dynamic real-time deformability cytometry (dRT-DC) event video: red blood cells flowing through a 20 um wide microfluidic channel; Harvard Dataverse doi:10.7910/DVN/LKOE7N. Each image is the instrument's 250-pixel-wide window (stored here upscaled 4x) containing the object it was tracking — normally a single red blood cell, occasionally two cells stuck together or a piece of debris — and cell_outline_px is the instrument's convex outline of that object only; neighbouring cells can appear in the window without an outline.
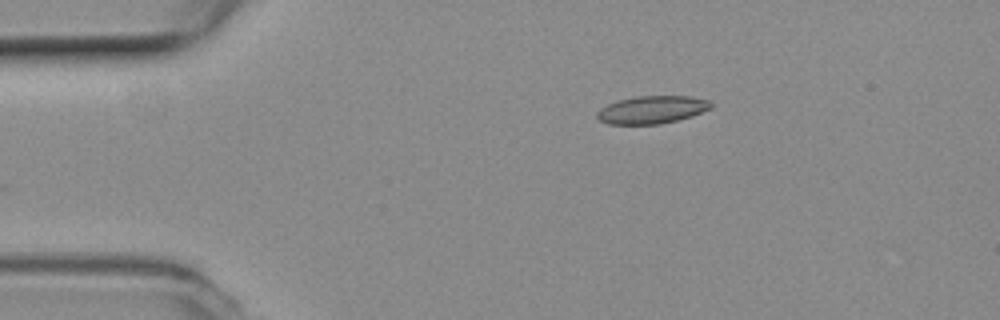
{"species": "common noctule bat (a hibernating species)", "species_latin": "Nyctalus noctula", "temperature_condition": "room temperature", "stored_images_in_passage": 32, "camera_frame_rate_fps": 3000, "um_per_image_px": 0.085, "animal": {"sex": "female", "body_mass_g": 19.3, "forearm_length_mm": 54.1}, "frame": {"image": 1, "passage_image": 1, "time_ms": 0.0, "image_size_px": [1000, 320], "cell_outline_px": [[716, 104], [712, 108], [692, 116], [660, 124], [608, 124], [600, 120], [596, 116], [596, 112], [600, 108], [616, 100], [636, 96], [692, 96], [708, 100]], "centroid_in_image_um": [55.44, 9.31], "position_along_channel_um": 29.6, "area_um2": 18.61}}
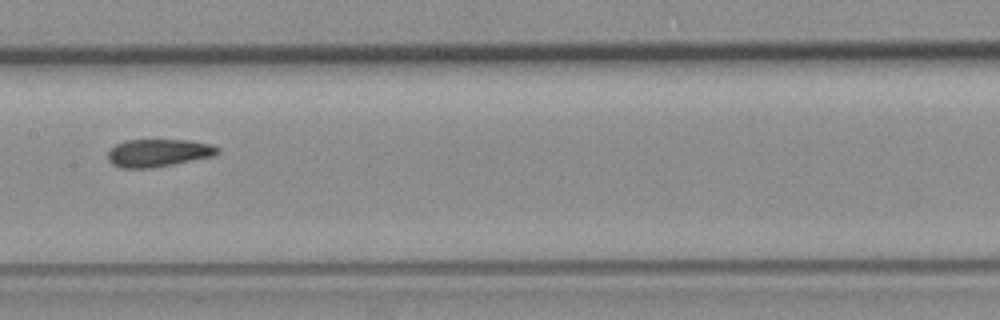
{"frame": {"image": 2, "passage_image": 18, "time_ms": 5.667, "image_size_px": [1000, 320], "cell_outline_px": [[220, 152], [216, 156], [152, 168], [120, 168], [112, 164], [108, 160], [108, 152], [116, 144], [124, 140], [188, 140], [212, 144], [220, 148]], "centroid_in_image_um": [13.49, 13.0], "position_along_channel_um": 193.9, "area_um2": 17.92}}
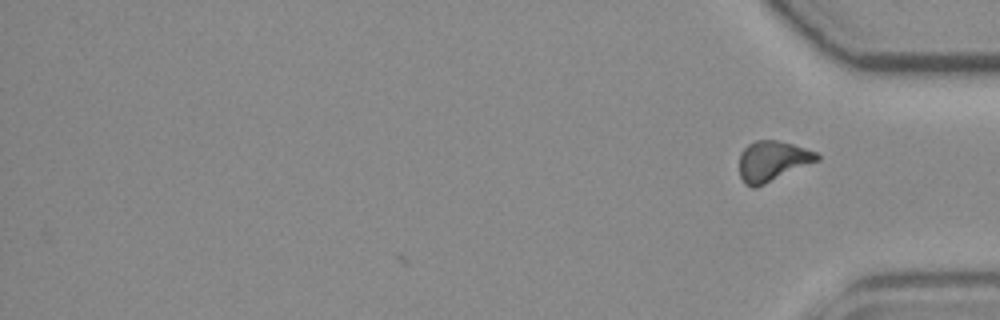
{"frame": {"image": 3, "passage_image": 32, "time_ms": 10.333, "image_size_px": [1000, 320], "cell_outline_px": [[820, 160], [756, 188], [752, 188], [744, 184], [740, 176], [740, 152], [748, 144], [756, 140], [776, 140], [792, 144], [816, 152], [820, 156]], "centroid_in_image_um": [65.65, 13.7], "position_along_channel_um": 369.6, "area_um2": 18.32}, "authors_computed_cell_mechanics": {"area_um2": 18.2648, "velocity_mm_per_s": 3.8054, "shape_relaxation_time_tau1_ms": null, "shape_relaxation_time_tau2_ms": 3.0294, "deformation_change_tau1": null, "deformation_change_tau2": 0.0744}}